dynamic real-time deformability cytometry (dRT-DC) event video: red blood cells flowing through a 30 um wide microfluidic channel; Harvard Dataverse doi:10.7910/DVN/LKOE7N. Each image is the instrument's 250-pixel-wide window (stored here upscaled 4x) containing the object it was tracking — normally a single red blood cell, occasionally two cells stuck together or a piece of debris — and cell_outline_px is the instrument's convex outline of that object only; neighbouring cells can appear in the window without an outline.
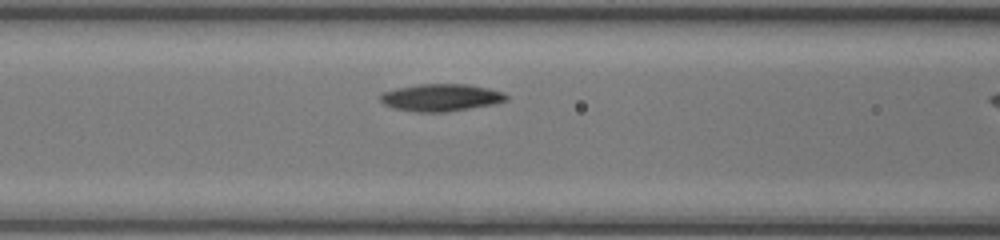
{"species": "common noctule bat (a hibernating species)", "species_latin": "Nyctalus noctula", "temperature_condition": "room temperature", "stored_images_in_passage": 11, "camera_frame_rate_fps": 3000, "um_per_image_px": 0.085, "animal": {"sex": "female", "body_mass_g": 17.0, "forearm_length_mm": 48.0}, "frame": {"image": 1, "passage_image": 10, "time_ms": 3.0, "image_size_px": [1000, 240], "cell_outline_px": [[508, 100], [492, 104], [444, 112], [416, 112], [392, 108], [384, 104], [380, 100], [380, 96], [384, 92], [396, 88], [416, 84], [468, 84], [488, 88], [504, 92], [508, 96]], "centroid_in_image_um": [37.47, 8.28], "position_along_channel_um": 129.1, "area_um2": 20.0}}